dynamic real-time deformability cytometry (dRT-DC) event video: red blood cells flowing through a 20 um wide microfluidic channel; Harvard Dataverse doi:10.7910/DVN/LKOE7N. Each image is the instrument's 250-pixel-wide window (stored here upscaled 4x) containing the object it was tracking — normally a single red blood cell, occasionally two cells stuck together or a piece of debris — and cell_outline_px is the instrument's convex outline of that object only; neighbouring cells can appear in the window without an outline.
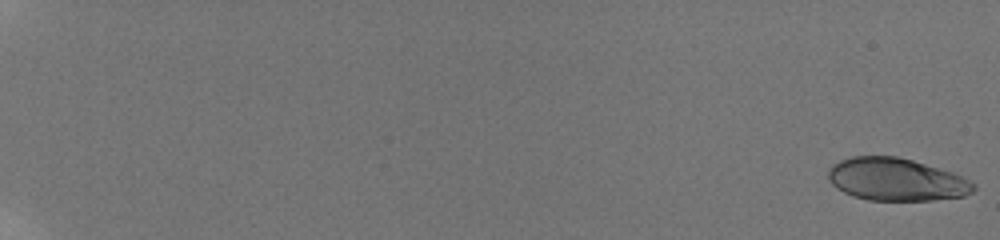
{"species": "human", "species_latin": "Homo sapiens", "temperature_condition": "room temperature", "stored_images_in_passage": 59, "camera_frame_rate_fps": 3000, "um_per_image_px": 0.085, "donor": {"sex": "male"}, "frame": {"image": 1, "passage_image": 1, "time_ms": 0.0, "image_size_px": [1000, 240], "cell_outline_px": [[976, 188], [972, 192], [964, 196], [932, 200], [868, 200], [852, 196], [836, 188], [832, 184], [828, 176], [828, 168], [832, 164], [840, 160], [852, 156], [896, 156], [912, 160], [952, 172], [976, 184]], "centroid_in_image_um": [76.15, 15.26], "position_along_channel_um": 8.8, "area_um2": 36.07}}
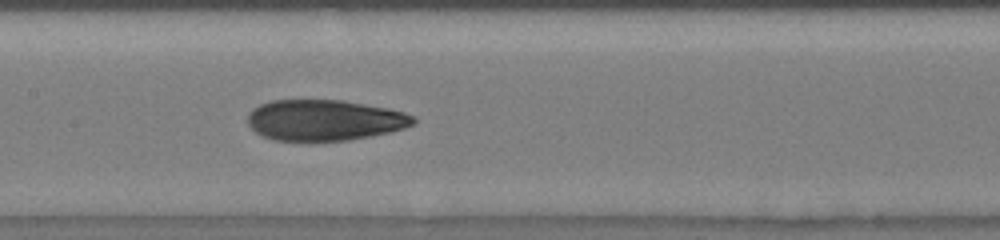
{"frame": {"image": 2, "passage_image": 34, "time_ms": 11.0, "image_size_px": [1000, 240], "cell_outline_px": [[416, 120], [412, 124], [404, 128], [392, 132], [372, 136], [348, 140], [272, 140], [256, 132], [248, 124], [248, 112], [252, 108], [260, 104], [272, 100], [340, 100], [388, 108], [404, 112], [416, 116]], "centroid_in_image_um": [27.59, 10.21], "position_along_channel_um": 179.8, "area_um2": 39.42}}
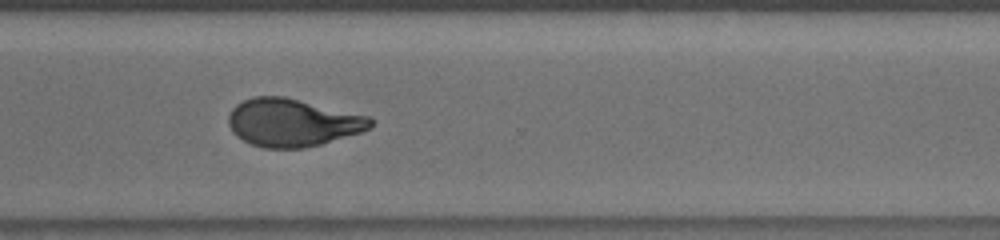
{"frame": {"image": 3, "passage_image": 47, "time_ms": 15.333, "image_size_px": [1000, 240], "cell_outline_px": [[372, 128], [360, 132], [320, 144], [304, 148], [264, 148], [252, 144], [236, 136], [232, 132], [228, 124], [228, 116], [232, 108], [236, 104], [252, 96], [284, 96], [368, 116], [372, 120]], "centroid_in_image_um": [24.82, 10.41], "position_along_channel_um": 345.8, "area_um2": 39.42}, "authors_computed_cell_mechanics": {"area_um2": 38.4948, "velocity_mm_per_s": 3.8348, "shape_relaxation_time_tau1_ms": 8.355, "shape_relaxation_time_tau2_ms": 1.7263, "deformation_change_tau1": 0.2669, "deformation_change_tau2": 0.0781}}